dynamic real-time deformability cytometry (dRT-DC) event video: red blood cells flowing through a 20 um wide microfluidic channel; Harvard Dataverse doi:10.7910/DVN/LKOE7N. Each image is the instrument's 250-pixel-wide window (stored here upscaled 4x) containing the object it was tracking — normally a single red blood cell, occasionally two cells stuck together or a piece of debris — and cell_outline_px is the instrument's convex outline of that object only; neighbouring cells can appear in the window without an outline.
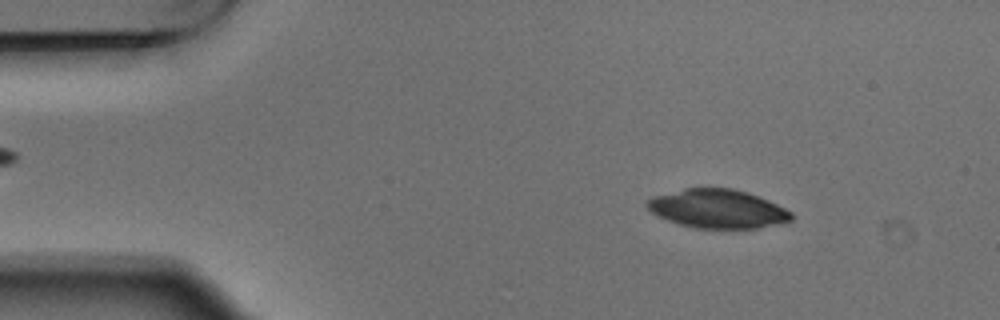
{"species": "Egyptian fruit bat (a non-hibernating species)", "species_latin": "Rousettus aegyptiacus", "temperature_condition": "warm", "stored_images_in_passage": 4, "camera_frame_rate_fps": 3000, "um_per_image_px": 0.085, "animal": {"sex": "male"}, "frame": {"image": 1, "passage_image": 2, "time_ms": 0.333, "image_size_px": [1000, 320], "cell_outline_px": [[792, 220], [776, 224], [756, 228], [692, 228], [668, 220], [652, 212], [644, 204], [652, 196], [684, 188], [732, 188], [748, 192], [768, 200], [792, 212]], "centroid_in_image_um": [60.98, 17.74], "position_along_channel_um": 24.0, "area_um2": 32.43}}